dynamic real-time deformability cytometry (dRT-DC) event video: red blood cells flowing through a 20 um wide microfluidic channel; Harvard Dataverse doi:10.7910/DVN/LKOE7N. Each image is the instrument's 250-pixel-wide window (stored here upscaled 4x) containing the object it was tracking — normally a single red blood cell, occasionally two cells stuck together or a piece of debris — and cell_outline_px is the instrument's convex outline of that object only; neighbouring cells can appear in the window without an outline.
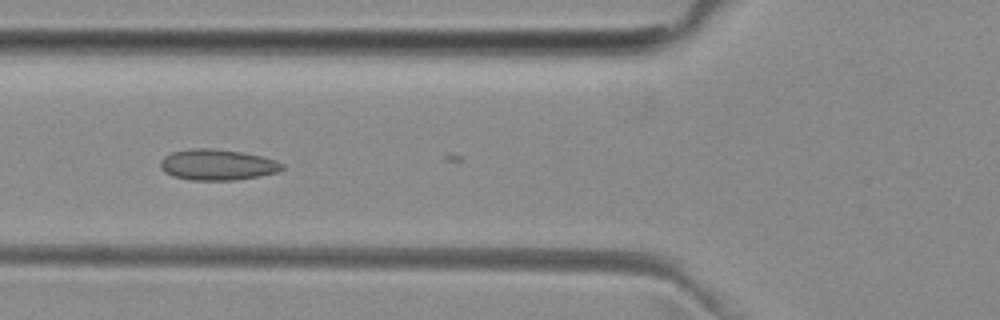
{"species": "common noctule bat (a hibernating species)", "species_latin": "Nyctalus noctula", "temperature_condition": "room temperature", "stored_images_in_passage": 5, "camera_frame_rate_fps": 3000, "um_per_image_px": 0.085, "animal": {"sex": "female", "body_mass_g": 29.2, "forearm_length_mm": 56.3}, "frame": {"image": 1, "passage_image": 4, "time_ms": 1.0, "image_size_px": [1000, 320], "cell_outline_px": [[284, 168], [276, 172], [260, 176], [236, 180], [192, 180], [172, 176], [164, 172], [160, 168], [160, 160], [164, 156], [172, 152], [192, 148], [212, 148], [240, 152], [260, 156], [276, 160], [284, 164]], "centroid_in_image_um": [18.45, 14.0], "position_along_channel_um": 107.4, "area_um2": 21.96}}